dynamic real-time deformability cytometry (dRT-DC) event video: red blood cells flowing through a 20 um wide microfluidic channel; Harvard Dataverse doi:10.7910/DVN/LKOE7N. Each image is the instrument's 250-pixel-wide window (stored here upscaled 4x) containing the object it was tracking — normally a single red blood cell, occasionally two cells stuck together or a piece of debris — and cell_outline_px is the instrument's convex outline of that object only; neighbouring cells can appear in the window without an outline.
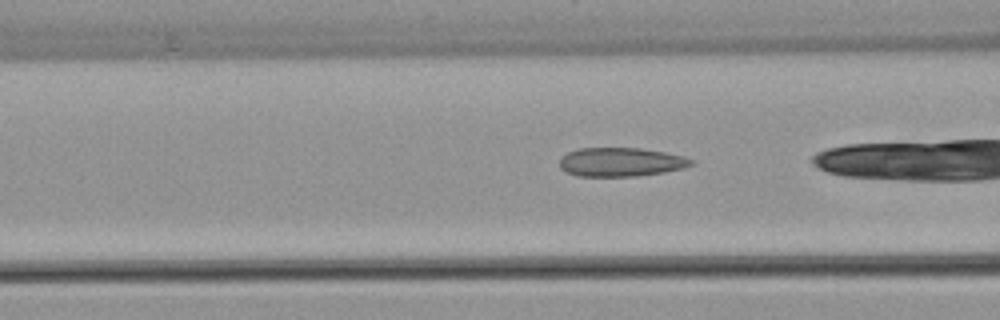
{"species": "common noctule bat (a hibernating species)", "species_latin": "Nyctalus noctula", "temperature_condition": "warm", "stored_images_in_passage": 37, "camera_frame_rate_fps": 3000, "um_per_image_px": 0.085, "animal": {"sex": "female", "body_mass_g": 22.7, "forearm_length_mm": 54.2}, "frame": {"image": 1, "passage_image": 16, "time_ms": 5.0, "image_size_px": [1000, 320], "cell_outline_px": [[696, 164], [684, 168], [664, 172], [636, 176], [576, 176], [564, 172], [560, 168], [560, 160], [568, 152], [580, 148], [640, 148], [664, 152], [684, 156], [696, 160]], "centroid_in_image_um": [52.81, 13.78], "position_along_channel_um": 113.8, "area_um2": 22.31}}